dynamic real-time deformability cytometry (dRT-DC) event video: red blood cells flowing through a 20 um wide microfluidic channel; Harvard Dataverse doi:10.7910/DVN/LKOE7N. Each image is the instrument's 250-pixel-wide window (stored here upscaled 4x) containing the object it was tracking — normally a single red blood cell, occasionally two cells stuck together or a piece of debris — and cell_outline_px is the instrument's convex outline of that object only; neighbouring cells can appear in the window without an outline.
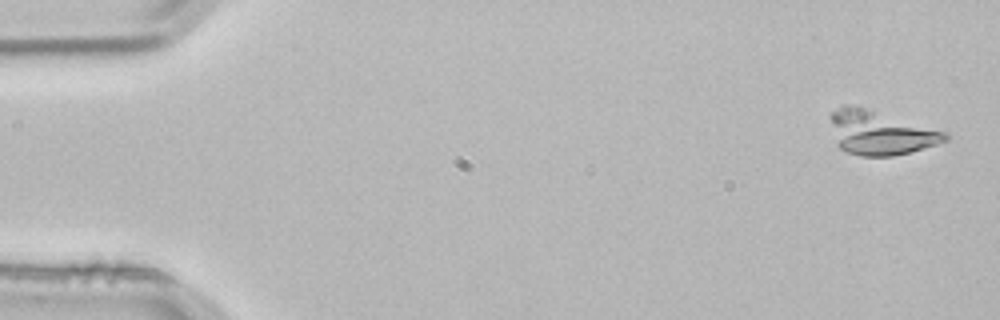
{"species": "common noctule bat (a hibernating species)", "species_latin": "Nyctalus noctula", "temperature_condition": "room temperature", "stored_images_in_passage": 3, "camera_frame_rate_fps": 3000, "um_per_image_px": 0.085, "animal": {"sex": "male", "body_mass_g": 21.5, "forearm_length_mm": 52.0}, "frame": {"image": 1, "passage_image": 1, "time_ms": 0.0, "image_size_px": [1000, 320], "cell_outline_px": [[952, 136], [948, 140], [936, 144], [908, 152], [892, 156], [860, 156], [848, 152], [840, 148], [836, 144], [828, 116], [832, 112], [844, 104], [856, 104], [948, 132]], "centroid_in_image_um": [74.8, 11.25], "position_along_channel_um": 10.2, "area_um2": 29.88}}